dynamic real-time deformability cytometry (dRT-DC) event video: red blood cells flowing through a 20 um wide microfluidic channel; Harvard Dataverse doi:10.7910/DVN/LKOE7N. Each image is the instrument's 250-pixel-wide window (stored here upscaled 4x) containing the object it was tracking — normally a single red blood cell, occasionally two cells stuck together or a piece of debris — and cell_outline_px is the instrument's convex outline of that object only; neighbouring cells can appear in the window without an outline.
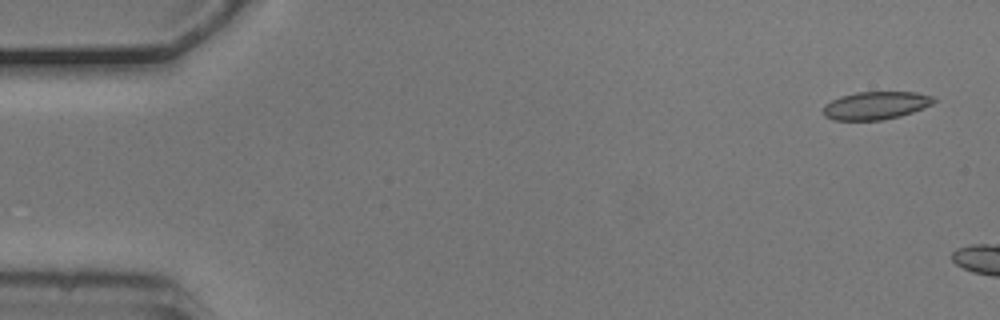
{"species": "common noctule bat (a hibernating species)", "species_latin": "Nyctalus noctula", "temperature_condition": "cold", "stored_images_in_passage": 3, "camera_frame_rate_fps": 3000, "um_per_image_px": 0.085, "animal": {"sex": "male", "body_mass_g": 20.5, "forearm_length_mm": 52.5}, "frame": {"image": 1, "passage_image": 1, "time_ms": 0.0, "image_size_px": [1000, 320], "cell_outline_px": [[936, 100], [932, 104], [924, 108], [900, 116], [880, 120], [836, 120], [824, 116], [824, 104], [840, 96], [856, 92], [916, 92], [932, 96]], "centroid_in_image_um": [74.44, 8.96], "position_along_channel_um": 10.6, "area_um2": 17.92}}